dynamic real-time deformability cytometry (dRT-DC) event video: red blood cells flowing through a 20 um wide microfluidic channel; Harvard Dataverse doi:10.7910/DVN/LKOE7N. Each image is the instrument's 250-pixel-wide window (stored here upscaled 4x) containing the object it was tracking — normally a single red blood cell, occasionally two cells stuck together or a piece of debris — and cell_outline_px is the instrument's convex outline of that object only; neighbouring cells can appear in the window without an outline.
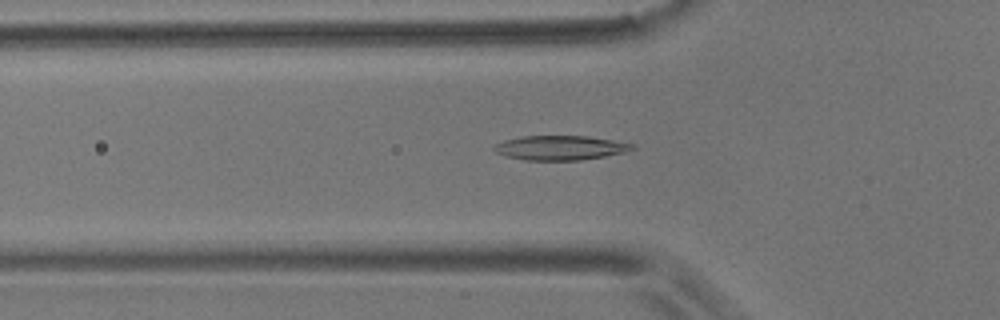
{"species": "common noctule bat (a hibernating species)", "species_latin": "Nyctalus noctula", "temperature_condition": "room temperature", "stored_images_in_passage": 57, "camera_frame_rate_fps": 3000, "um_per_image_px": 0.085, "animal": {"sex": "male", "body_mass_g": 17.9}, "frame": {"image": 1, "passage_image": 19, "time_ms": 6.0, "image_size_px": [1000, 320], "cell_outline_px": [[636, 148], [624, 152], [604, 156], [580, 160], [524, 160], [504, 156], [496, 152], [492, 148], [492, 144], [504, 140], [520, 136], [588, 136], [636, 144]], "centroid_in_image_um": [47.57, 12.56], "position_along_channel_um": 78.2, "area_um2": 19.83}}
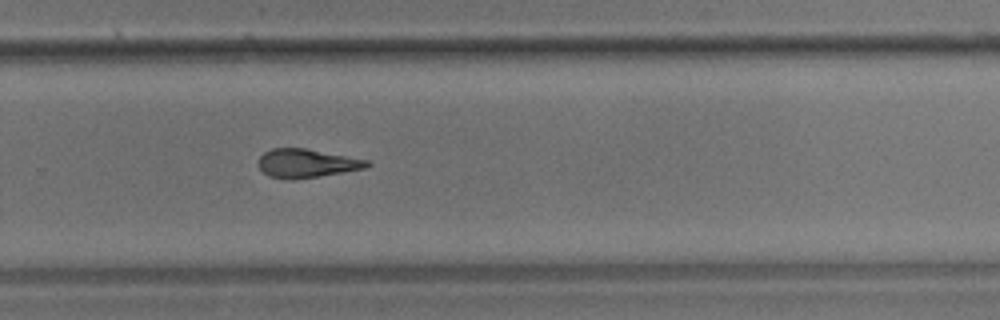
{"frame": {"image": 2, "passage_image": 38, "time_ms": 12.333, "image_size_px": [1000, 320], "cell_outline_px": [[372, 164], [364, 168], [344, 172], [292, 180], [284, 180], [268, 176], [256, 164], [260, 156], [264, 152], [272, 148], [304, 148], [368, 160]], "centroid_in_image_um": [26.01, 13.89], "position_along_channel_um": 303.8, "area_um2": 18.15}}
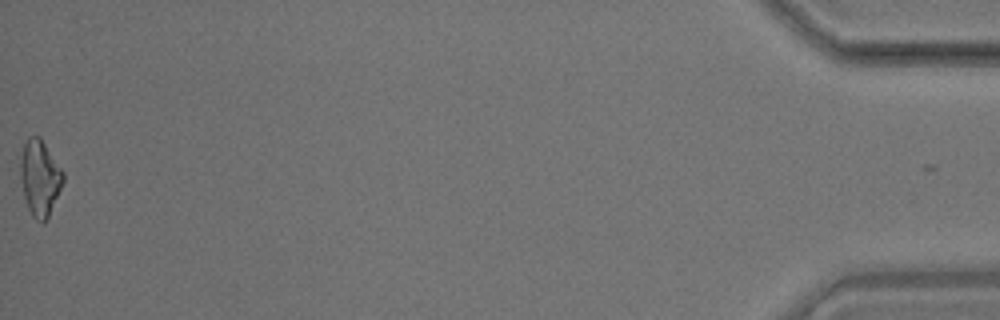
{"frame": {"image": 3, "passage_image": 57, "time_ms": 18.667, "image_size_px": [1000, 320], "cell_outline_px": [[64, 180], [48, 216], [44, 224], [36, 220], [32, 216], [24, 200], [20, 180], [20, 156], [24, 144], [28, 136], [40, 136], [64, 172]], "centroid_in_image_um": [3.36, 15.11], "position_along_channel_um": 431.8, "area_um2": 19.02}, "authors_computed_cell_mechanics": {"area_um2": 18.7272, "velocity_mm_per_s": 3.5576, "shape_relaxation_time_tau1_ms": 6.9985, "shape_relaxation_time_tau2_ms": 5.6505, "deformation_change_tau1": 0.175, "deformation_change_tau2": 0.1612}}